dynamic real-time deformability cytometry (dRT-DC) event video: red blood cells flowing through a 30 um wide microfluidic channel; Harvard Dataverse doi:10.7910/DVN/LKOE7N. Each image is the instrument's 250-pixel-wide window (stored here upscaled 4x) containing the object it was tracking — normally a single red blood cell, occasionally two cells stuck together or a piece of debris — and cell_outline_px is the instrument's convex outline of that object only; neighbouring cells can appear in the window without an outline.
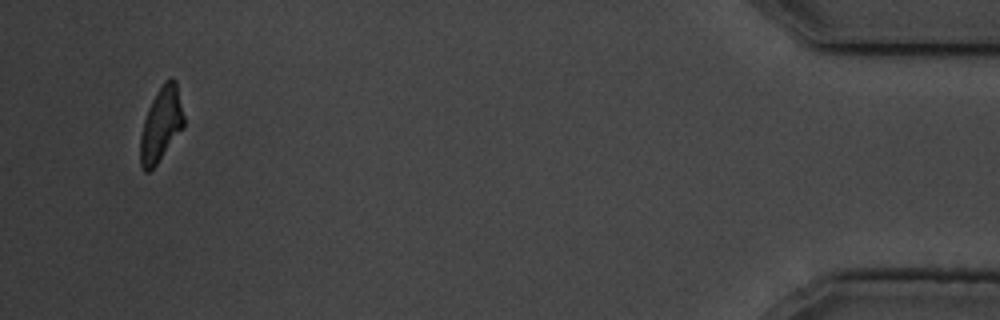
{"species": "common noctule bat (a hibernating species)", "species_latin": "Nyctalus noctula", "temperature_condition": "cold", "stored_images_in_passage": 17, "camera_frame_rate_fps": 3000, "um_per_image_px": 0.085, "animal": {"sex": "male", "body_mass_g": 19.5, "forearm_length_mm": 54.6}, "frame": {"image": 1, "passage_image": 17, "time_ms": 20.0, "image_size_px": [1000, 320], "cell_outline_px": [[184, 128], [156, 164], [148, 172], [144, 172], [140, 164], [140, 136], [144, 120], [148, 108], [156, 92], [164, 80], [168, 76], [172, 76], [176, 80], [184, 116]], "centroid_in_image_um": [13.7, 10.53], "position_along_channel_um": 421.5, "area_um2": 18.96}, "authors_computed_cell_mechanics": {"area_um2": 18.8428, "velocity_mm_per_s": 3.4694, "shape_relaxation_time_tau1_ms": 2.3015, "shape_relaxation_time_tau2_ms": 1.3915, "deformation_change_tau1": 0.0893, "deformation_change_tau2": 0.074}}